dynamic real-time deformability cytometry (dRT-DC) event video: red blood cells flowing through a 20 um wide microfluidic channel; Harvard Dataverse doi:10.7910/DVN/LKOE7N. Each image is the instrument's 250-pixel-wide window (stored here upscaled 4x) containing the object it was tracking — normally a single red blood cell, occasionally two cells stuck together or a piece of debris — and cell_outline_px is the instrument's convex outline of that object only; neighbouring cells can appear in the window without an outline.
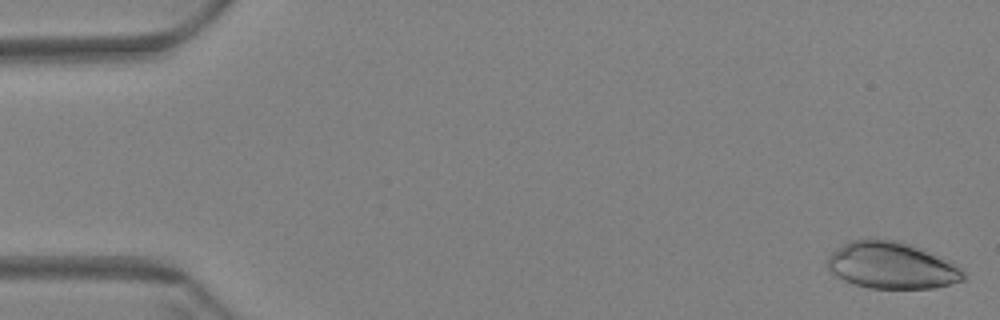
{"species": "Egyptian fruit bat (a non-hibernating species)", "species_latin": "Rousettus aegyptiacus", "temperature_condition": "warm", "stored_images_in_passage": 59, "camera_frame_rate_fps": 3000, "um_per_image_px": 0.085, "animal": {"sex": "female"}, "frame": {"image": 1, "passage_image": 1, "time_ms": 0.0, "image_size_px": [1000, 320], "cell_outline_px": [[968, 276], [964, 280], [932, 288], [868, 288], [844, 280], [832, 272], [828, 268], [828, 256], [836, 248], [848, 240], [876, 236], [896, 240], [924, 248], [952, 260]], "centroid_in_image_um": [75.82, 22.51], "position_along_channel_um": 9.2, "area_um2": 37.86}}
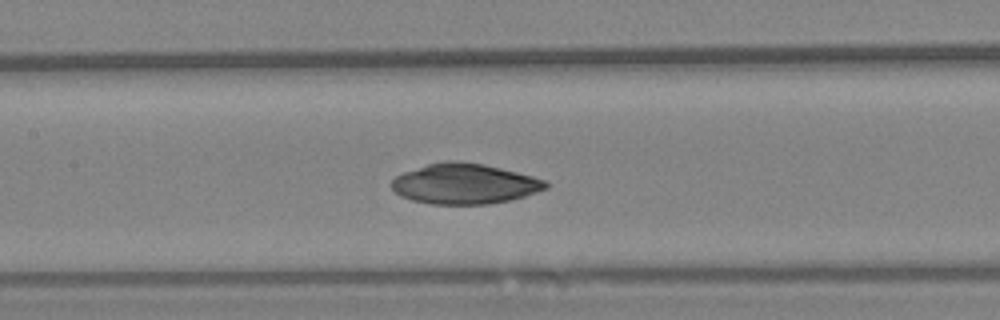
{"frame": {"image": 2, "passage_image": 28, "time_ms": 9.0, "image_size_px": [1000, 320], "cell_outline_px": [[548, 188], [524, 196], [508, 200], [488, 204], [432, 204], [412, 200], [400, 196], [392, 188], [392, 180], [396, 176], [404, 172], [428, 164], [444, 160], [456, 160], [484, 164], [532, 176], [544, 180], [548, 184]], "centroid_in_image_um": [39.47, 15.62], "position_along_channel_um": 167.9, "area_um2": 36.01}}
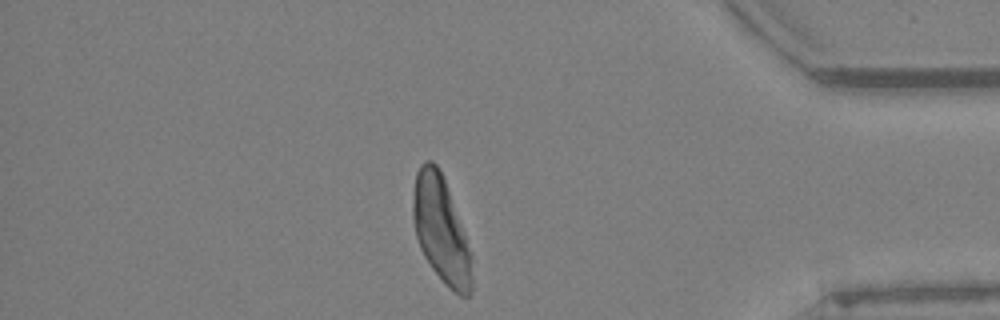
{"frame": {"image": 3, "passage_image": 51, "time_ms": 16.667, "image_size_px": [1000, 320], "cell_outline_px": [[472, 292], [468, 296], [460, 296], [448, 288], [432, 268], [424, 256], [420, 248], [416, 236], [412, 216], [412, 192], [416, 172], [420, 164], [424, 160], [432, 160], [436, 164], [444, 180], [464, 232], [472, 256]], "centroid_in_image_um": [37.47, 19.55], "position_along_channel_um": 397.7, "area_um2": 36.47}}